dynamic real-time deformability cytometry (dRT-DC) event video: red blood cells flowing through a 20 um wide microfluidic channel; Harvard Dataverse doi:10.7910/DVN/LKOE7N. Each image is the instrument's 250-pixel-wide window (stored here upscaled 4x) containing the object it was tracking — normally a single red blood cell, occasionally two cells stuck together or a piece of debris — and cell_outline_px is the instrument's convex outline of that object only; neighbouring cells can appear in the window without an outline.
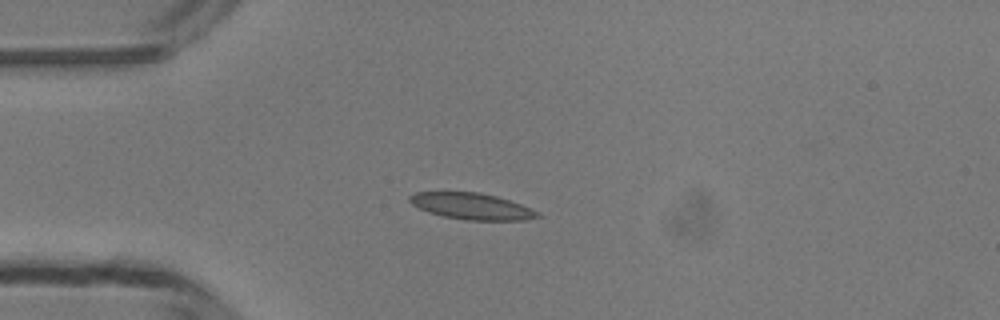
{"species": "common noctule bat (a hibernating species)", "species_latin": "Nyctalus noctula", "temperature_condition": "room temperature", "stored_images_in_passage": 37, "camera_frame_rate_fps": 3000, "um_per_image_px": 0.085, "animal": {"sex": "male", "body_mass_g": 13.3}, "frame": {"image": 1, "passage_image": 1, "time_ms": 0.0, "image_size_px": [1000, 320], "cell_outline_px": [[540, 216], [524, 220], [464, 220], [444, 216], [428, 212], [412, 204], [408, 200], [408, 196], [416, 192], [480, 192], [496, 196], [520, 204], [540, 212]], "centroid_in_image_um": [40.08, 17.53], "position_along_channel_um": 44.9, "area_um2": 19.54}}
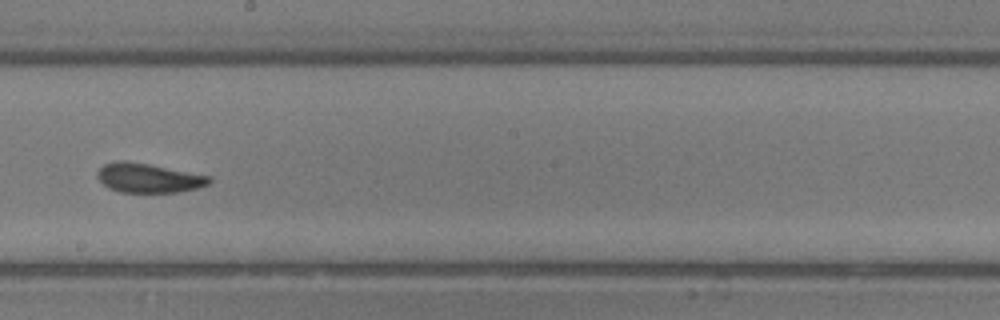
{"frame": {"image": 2, "passage_image": 16, "time_ms": 5.0, "image_size_px": [1000, 320], "cell_outline_px": [[212, 180], [208, 184], [196, 188], [180, 192], [120, 192], [108, 188], [96, 176], [96, 172], [104, 164], [116, 160], [124, 160], [148, 164], [212, 176]], "centroid_in_image_um": [12.61, 15.12], "position_along_channel_um": 235.6, "area_um2": 19.13}}
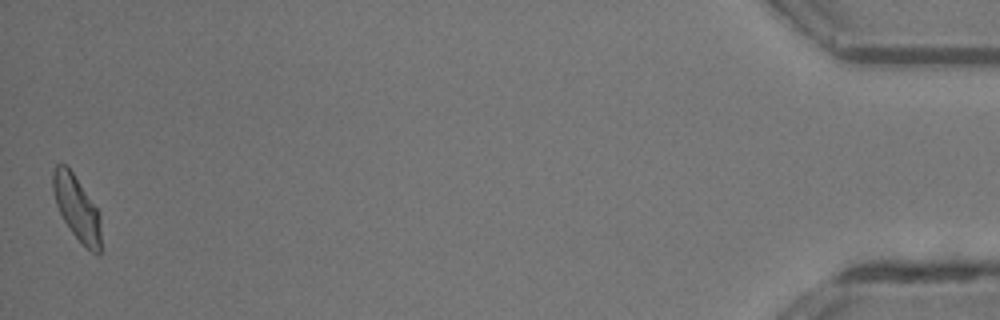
{"frame": {"image": 3, "passage_image": 37, "time_ms": 12.0, "image_size_px": [1000, 320], "cell_outline_px": [[100, 256], [92, 252], [72, 232], [64, 220], [56, 204], [52, 188], [52, 172], [56, 164], [64, 164], [72, 172], [100, 212]], "centroid_in_image_um": [6.52, 17.66], "position_along_channel_um": 428.7, "area_um2": 17.74}, "authors_computed_cell_mechanics": {"area_um2": 18.9006, "velocity_mm_per_s": 4.1797, "shape_relaxation_time_tau1_ms": 4.0825, "shape_relaxation_time_tau2_ms": 1.4264, "deformation_change_tau1": 0.1356, "deformation_change_tau2": 0.0787}}